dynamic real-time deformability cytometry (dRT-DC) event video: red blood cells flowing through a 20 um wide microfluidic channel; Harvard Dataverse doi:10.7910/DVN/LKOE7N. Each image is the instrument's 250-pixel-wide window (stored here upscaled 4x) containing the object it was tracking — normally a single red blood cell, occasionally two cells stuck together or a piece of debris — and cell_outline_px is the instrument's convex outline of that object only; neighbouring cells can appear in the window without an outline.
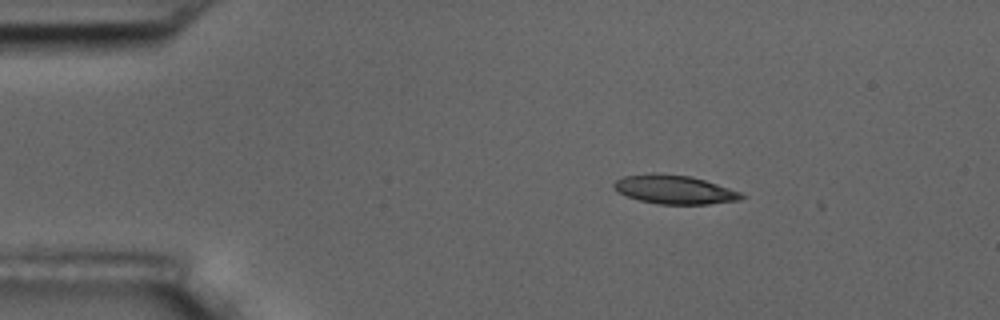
{"species": "common noctule bat (a hibernating species)", "species_latin": "Nyctalus noctula", "temperature_condition": "room temperature", "stored_images_in_passage": 3, "camera_frame_rate_fps": 3000, "um_per_image_px": 0.085, "animal": {"sex": "male", "body_mass_g": 17.5, "forearm_length_mm": 52.3}, "frame": {"image": 1, "passage_image": 1, "time_ms": 0.0, "image_size_px": [1000, 320], "cell_outline_px": [[744, 196], [740, 200], [708, 204], [660, 204], [640, 200], [628, 196], [612, 188], [612, 184], [616, 180], [624, 176], [652, 172], [692, 176], [740, 192]], "centroid_in_image_um": [57.29, 16.1], "position_along_channel_um": 27.7, "area_um2": 21.27}}